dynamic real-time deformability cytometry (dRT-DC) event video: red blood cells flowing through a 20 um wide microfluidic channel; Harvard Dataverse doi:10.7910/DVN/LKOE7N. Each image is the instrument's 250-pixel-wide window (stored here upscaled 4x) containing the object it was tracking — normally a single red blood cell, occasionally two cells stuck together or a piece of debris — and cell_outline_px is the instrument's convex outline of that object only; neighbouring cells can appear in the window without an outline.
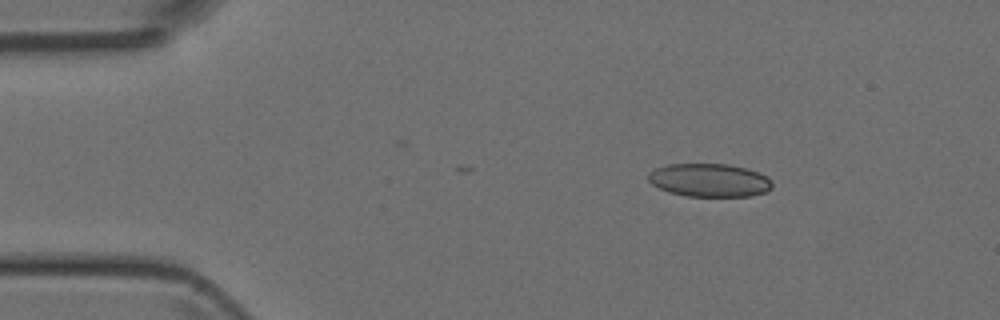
{"species": "Egyptian fruit bat (a non-hibernating species)", "species_latin": "Rousettus aegyptiacus", "temperature_condition": "room temperature", "stored_images_in_passage": 4, "camera_frame_rate_fps": 3000, "um_per_image_px": 0.085, "animal": {"sex": "female"}, "frame": {"image": 1, "passage_image": 2, "time_ms": 1.0, "image_size_px": [1000, 320], "cell_outline_px": [[772, 188], [764, 192], [752, 196], [688, 196], [668, 192], [652, 184], [648, 180], [648, 172], [656, 168], [668, 164], [728, 164], [748, 168], [760, 172], [768, 176], [772, 180]], "centroid_in_image_um": [60.33, 15.31], "position_along_channel_um": 24.7, "area_um2": 24.22}}
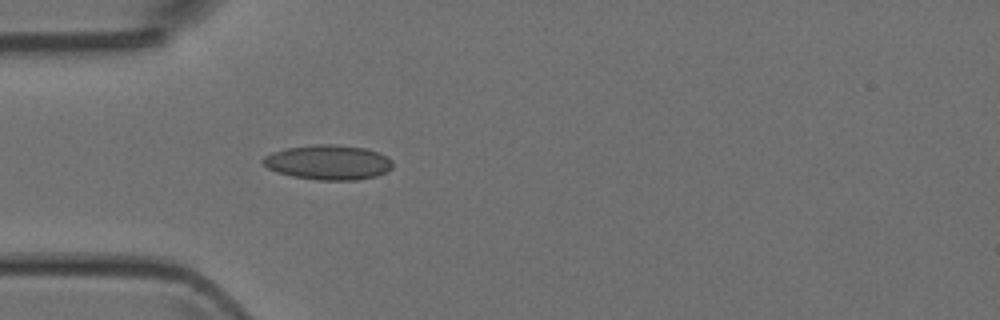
{"frame": {"image": 2, "passage_image": 4, "time_ms": 3.333, "image_size_px": [1000, 320], "cell_outline_px": [[392, 168], [376, 176], [356, 180], [316, 180], [292, 176], [268, 168], [260, 160], [264, 156], [272, 152], [288, 148], [312, 144], [336, 144], [364, 148], [388, 156], [392, 160]], "centroid_in_image_um": [27.9, 13.79], "position_along_channel_um": 57.1, "area_um2": 26.24}}